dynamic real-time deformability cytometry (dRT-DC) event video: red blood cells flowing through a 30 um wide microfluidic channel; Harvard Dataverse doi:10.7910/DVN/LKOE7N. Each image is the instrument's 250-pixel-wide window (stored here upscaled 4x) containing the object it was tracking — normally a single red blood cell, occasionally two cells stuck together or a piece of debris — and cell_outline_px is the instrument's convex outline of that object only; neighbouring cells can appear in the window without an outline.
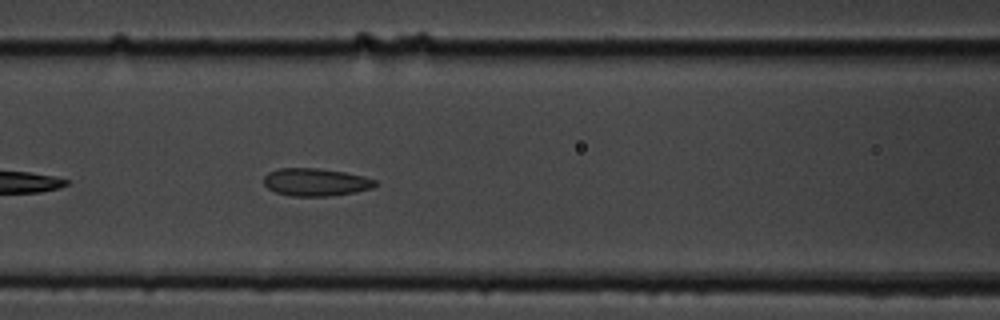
{"species": "common noctule bat (a hibernating species)", "species_latin": "Nyctalus noctula", "temperature_condition": "cold", "stored_images_in_passage": 7, "segment_of_instrument_passage": [1, 2], "camera_frame_rate_fps": 3000, "um_per_image_px": 0.085, "animal": {"sex": "male", "body_mass_g": 19.5, "forearm_length_mm": 54.6}, "frame": {"image": 1, "passage_image": 6, "time_ms": 5.667, "image_size_px": [1000, 320], "cell_outline_px": [[376, 184], [372, 188], [356, 192], [328, 196], [292, 196], [276, 192], [268, 188], [264, 184], [264, 176], [268, 172], [280, 168], [316, 168], [344, 172], [364, 176], [376, 180]], "centroid_in_image_um": [26.83, 15.48], "position_along_channel_um": 139.8, "area_um2": 17.92}}